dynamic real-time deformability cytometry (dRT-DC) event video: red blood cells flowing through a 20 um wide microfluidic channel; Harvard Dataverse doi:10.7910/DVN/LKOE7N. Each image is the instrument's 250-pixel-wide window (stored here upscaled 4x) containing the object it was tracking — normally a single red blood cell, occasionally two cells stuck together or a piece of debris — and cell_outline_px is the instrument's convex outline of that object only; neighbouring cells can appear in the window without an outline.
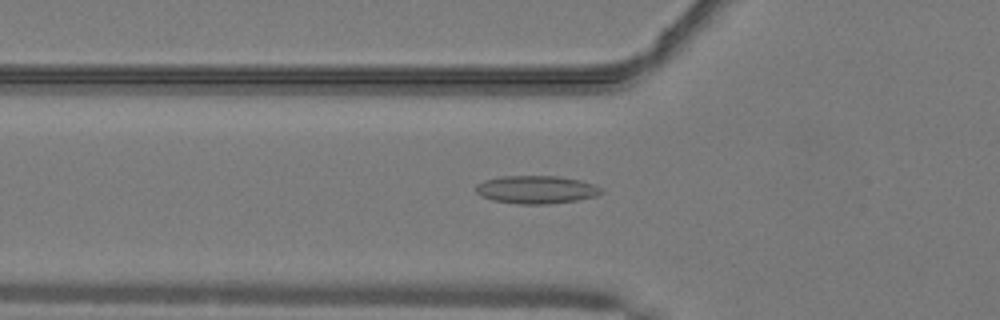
{"species": "common noctule bat (a hibernating species)", "species_latin": "Nyctalus noctula", "temperature_condition": "warm", "stored_images_in_passage": 51, "camera_frame_rate_fps": 3000, "um_per_image_px": 0.085, "animal": {"sex": "male", "body_mass_g": 19.2, "forearm_length_mm": 51.8}, "frame": {"image": 1, "passage_image": 18, "time_ms": 5.667, "image_size_px": [1000, 320], "cell_outline_px": [[604, 192], [596, 196], [576, 200], [548, 204], [520, 204], [492, 200], [480, 196], [476, 192], [476, 184], [484, 180], [500, 176], [556, 176], [580, 180], [596, 184], [604, 188]], "centroid_in_image_um": [45.61, 16.11], "position_along_channel_um": 80.2, "area_um2": 20.63}}
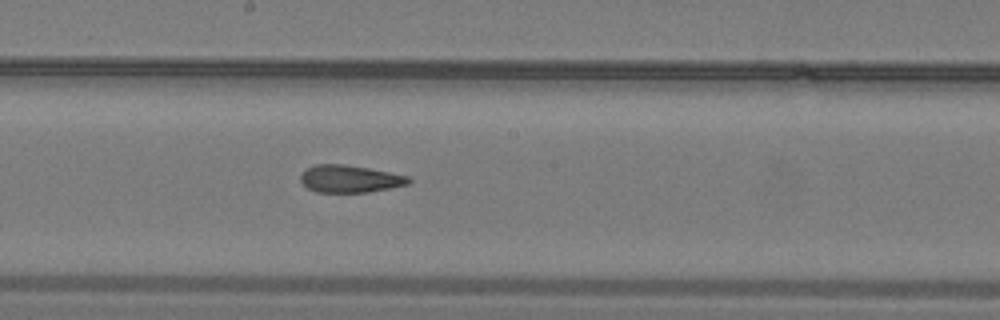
{"frame": {"image": 2, "passage_image": 28, "time_ms": 9.0, "image_size_px": [1000, 320], "cell_outline_px": [[412, 180], [408, 184], [368, 192], [316, 192], [308, 188], [300, 180], [300, 176], [308, 168], [316, 164], [344, 164], [368, 168], [408, 176]], "centroid_in_image_um": [29.73, 15.2], "position_along_channel_um": 218.5, "area_um2": 16.99}}
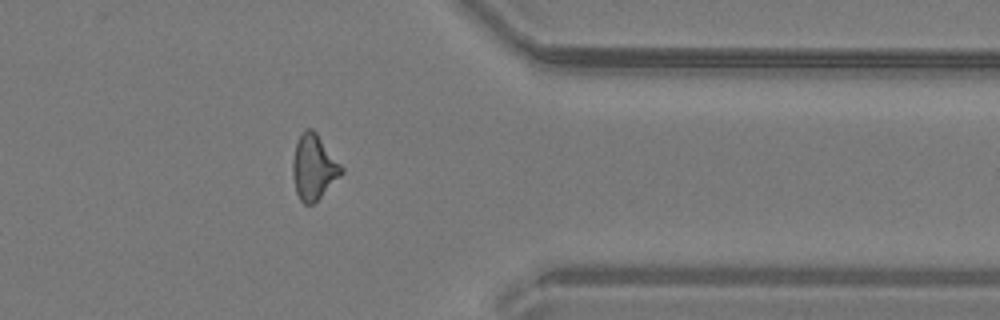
{"frame": {"image": 3, "passage_image": 41, "time_ms": 13.333, "image_size_px": [1000, 320], "cell_outline_px": [[344, 172], [312, 204], [304, 204], [300, 200], [296, 192], [292, 176], [292, 160], [296, 144], [304, 128], [312, 128], [316, 132], [344, 168]], "centroid_in_image_um": [26.65, 14.19], "position_along_channel_um": 384.7, "area_um2": 18.32}, "authors_computed_cell_mechanics": {"area_um2": 18.0914, "velocity_mm_per_s": 4.1189, "shape_relaxation_time_tau1_ms": null, "shape_relaxation_time_tau2_ms": 3.5246, "deformation_change_tau1": null, "deformation_change_tau2": 0.1401}}